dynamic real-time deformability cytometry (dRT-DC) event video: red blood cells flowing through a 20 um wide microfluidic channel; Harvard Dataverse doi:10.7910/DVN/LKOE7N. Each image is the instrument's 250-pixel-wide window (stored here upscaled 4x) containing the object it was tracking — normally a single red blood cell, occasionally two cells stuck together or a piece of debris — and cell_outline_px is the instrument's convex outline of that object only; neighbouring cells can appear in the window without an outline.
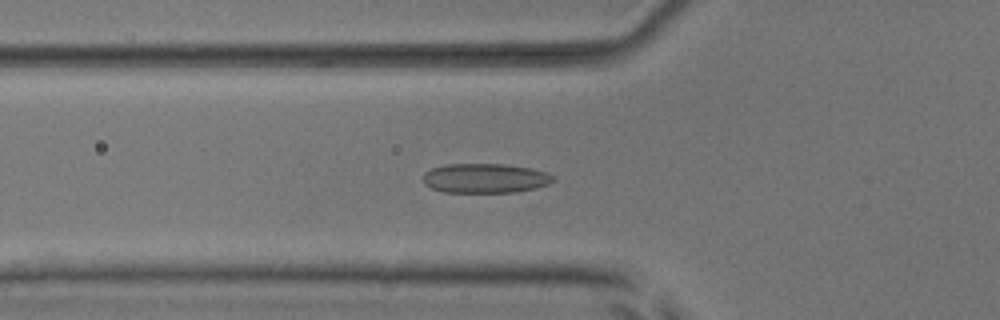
{"species": "common noctule bat (a hibernating species)", "species_latin": "Nyctalus noctula", "temperature_condition": "room temperature", "stored_images_in_passage": 51, "camera_frame_rate_fps": 3000, "um_per_image_px": 0.085, "animal": {"sex": "male", "body_mass_g": 17.9, "forearm_length_mm": 54.2}, "frame": {"image": 1, "passage_image": 18, "time_ms": 5.667, "image_size_px": [1000, 320], "cell_outline_px": [[556, 180], [548, 184], [536, 188], [516, 192], [444, 192], [432, 188], [424, 184], [424, 172], [432, 168], [444, 164], [504, 164], [532, 168], [548, 172]], "centroid_in_image_um": [41.25, 15.14], "position_along_channel_um": 84.5, "area_um2": 22.48}}
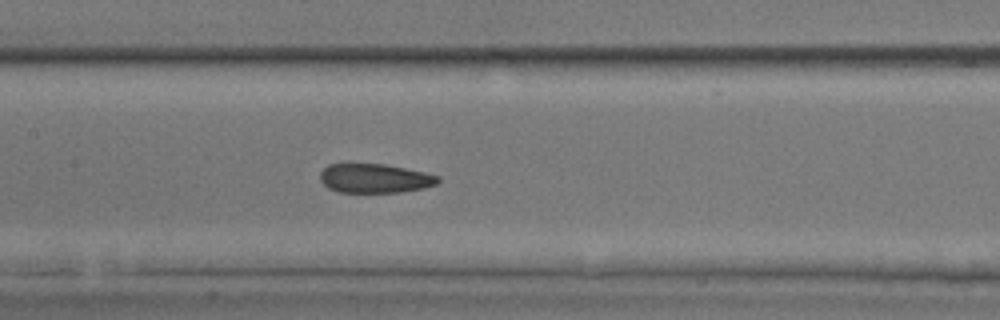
{"frame": {"image": 2, "passage_image": 25, "time_ms": 8.0, "image_size_px": [1000, 320], "cell_outline_px": [[440, 180], [436, 184], [424, 188], [400, 192], [340, 192], [328, 188], [320, 180], [320, 172], [328, 164], [348, 160], [384, 164], [424, 172], [440, 176]], "centroid_in_image_um": [31.79, 15.11], "position_along_channel_um": 175.6, "area_um2": 20.75}}
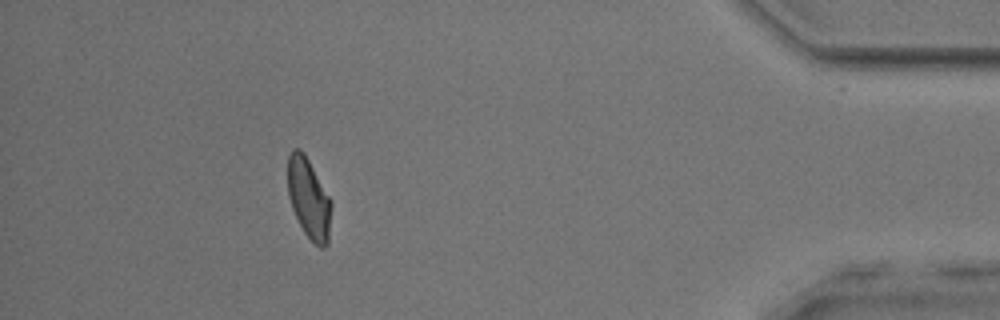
{"frame": {"image": 3, "passage_image": 47, "time_ms": 15.333, "image_size_px": [1000, 320], "cell_outline_px": [[332, 204], [328, 244], [324, 248], [320, 248], [304, 232], [292, 208], [288, 196], [288, 156], [292, 148], [300, 148], [304, 152], [332, 200]], "centroid_in_image_um": [26.26, 16.84], "position_along_channel_um": 408.9, "area_um2": 20.52}, "authors_computed_cell_mechanics": {"area_um2": 21.3282, "velocity_mm_per_s": 3.8877, "shape_relaxation_time_tau1_ms": 6.4907, "shape_relaxation_time_tau2_ms": 2.2678, "deformation_change_tau1": 0.1529, "deformation_change_tau2": 0.0779}}